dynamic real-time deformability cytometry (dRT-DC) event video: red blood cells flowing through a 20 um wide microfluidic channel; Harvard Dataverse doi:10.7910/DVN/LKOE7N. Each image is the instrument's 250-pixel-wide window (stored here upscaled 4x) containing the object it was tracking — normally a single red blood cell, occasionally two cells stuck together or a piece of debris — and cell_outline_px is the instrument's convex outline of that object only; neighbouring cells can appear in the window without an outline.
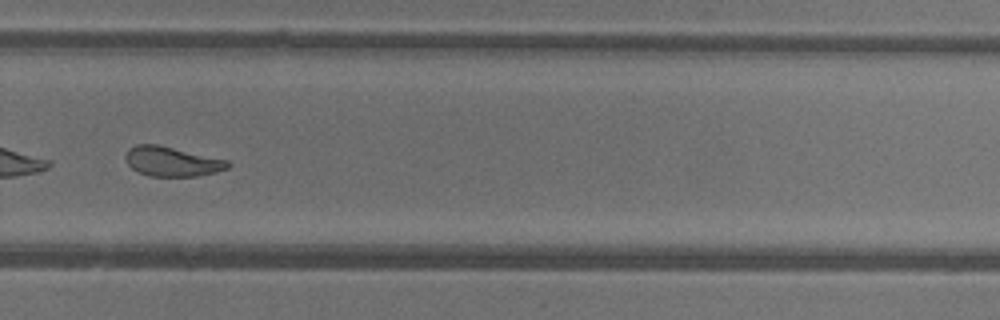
{"species": "common noctule bat (a hibernating species)", "species_latin": "Nyctalus noctula", "temperature_condition": "warm", "stored_images_in_passage": 30, "camera_frame_rate_fps": 3000, "um_per_image_px": 0.085, "animal": {"sex": "female"}, "frame": {"image": 1, "passage_image": 18, "time_ms": 5.667, "image_size_px": [1000, 320], "cell_outline_px": [[232, 164], [228, 168], [216, 172], [196, 176], [148, 176], [132, 168], [128, 164], [124, 156], [128, 148], [136, 144], [160, 144], [228, 160]], "centroid_in_image_um": [14.62, 13.71], "position_along_channel_um": 315.2, "area_um2": 17.86}, "authors_computed_cell_mechanics": {"area_um2": 18.6116, "velocity_mm_per_s": 4.3895, "shape_relaxation_time_tau1_ms": null, "shape_relaxation_time_tau2_ms": 2.0978, "deformation_change_tau1": null, "deformation_change_tau2": 0.0878}}